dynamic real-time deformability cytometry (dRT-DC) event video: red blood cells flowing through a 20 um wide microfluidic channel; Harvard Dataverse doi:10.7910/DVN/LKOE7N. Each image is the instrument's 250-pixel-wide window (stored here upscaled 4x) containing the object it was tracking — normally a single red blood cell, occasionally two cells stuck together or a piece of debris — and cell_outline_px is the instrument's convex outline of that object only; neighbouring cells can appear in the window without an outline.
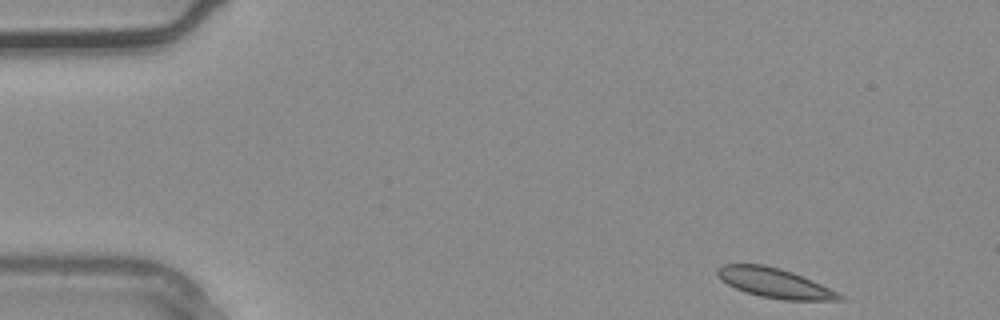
{"species": "common noctule bat (a hibernating species)", "species_latin": "Nyctalus noctula", "temperature_condition": "warm", "stored_images_in_passage": 34, "camera_frame_rate_fps": 3000, "um_per_image_px": 0.085, "animal": {"sex": "male", "body_mass_g": 20.4}, "frame": {"image": 1, "passage_image": 1, "time_ms": 0.0, "image_size_px": [1000, 320], "cell_outline_px": [[844, 300], [784, 300], [760, 296], [744, 292], [720, 280], [716, 272], [716, 268], [724, 264], [764, 264], [780, 268], [804, 276], [844, 296]], "centroid_in_image_um": [65.81, 24.05], "position_along_channel_um": 19.2, "area_um2": 21.04}}
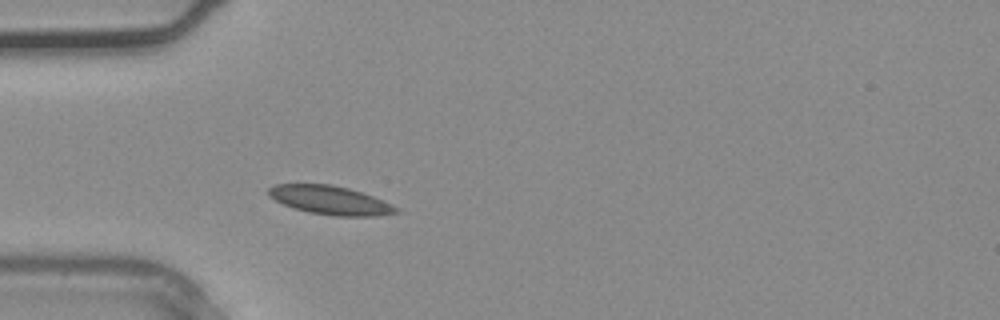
{"frame": {"image": 2, "passage_image": 8, "time_ms": 2.333, "image_size_px": [1000, 320], "cell_outline_px": [[400, 212], [376, 216], [336, 216], [308, 212], [284, 204], [268, 196], [268, 188], [276, 184], [332, 184], [348, 188], [372, 196], [392, 204], [400, 208]], "centroid_in_image_um": [28.09, 17.02], "position_along_channel_um": 56.9, "area_um2": 21.21}}
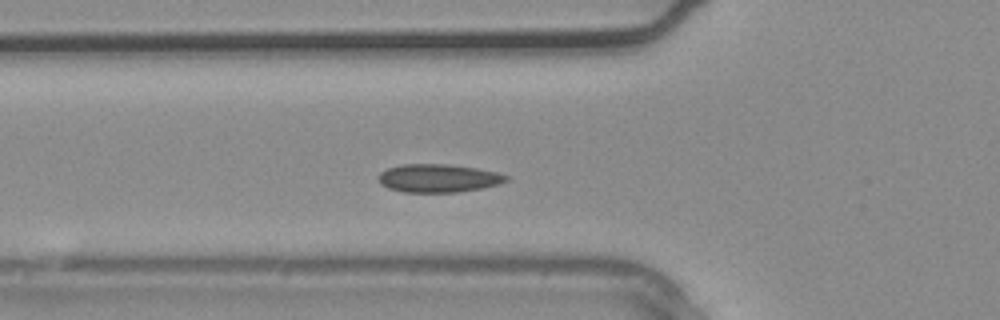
{"frame": {"image": 3, "passage_image": 10, "time_ms": 3.0, "image_size_px": [1000, 320], "cell_outline_px": [[508, 180], [500, 184], [480, 188], [456, 192], [404, 192], [388, 188], [380, 184], [380, 172], [388, 168], [400, 164], [448, 164], [476, 168], [496, 172], [508, 176]], "centroid_in_image_um": [37.25, 15.14], "position_along_channel_um": 88.5, "area_um2": 20.87}}